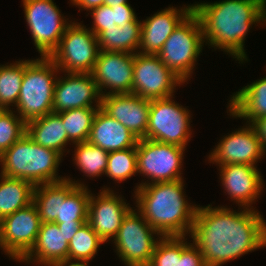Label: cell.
Returning a JSON list of instances; mask_svg holds the SVG:
<instances>
[{"instance_id": "obj_1", "label": "cell", "mask_w": 266, "mask_h": 266, "mask_svg": "<svg viewBox=\"0 0 266 266\" xmlns=\"http://www.w3.org/2000/svg\"><path fill=\"white\" fill-rule=\"evenodd\" d=\"M190 235L206 266H222L266 247V222L251 208L236 212L225 206H197Z\"/></svg>"}, {"instance_id": "obj_2", "label": "cell", "mask_w": 266, "mask_h": 266, "mask_svg": "<svg viewBox=\"0 0 266 266\" xmlns=\"http://www.w3.org/2000/svg\"><path fill=\"white\" fill-rule=\"evenodd\" d=\"M193 11L200 19L203 39L214 49H223L233 58L247 61L244 40L249 28L266 24V0H223L197 3Z\"/></svg>"}, {"instance_id": "obj_3", "label": "cell", "mask_w": 266, "mask_h": 266, "mask_svg": "<svg viewBox=\"0 0 266 266\" xmlns=\"http://www.w3.org/2000/svg\"><path fill=\"white\" fill-rule=\"evenodd\" d=\"M184 181L145 183L136 186V209L162 237L190 234L197 205L188 204Z\"/></svg>"}, {"instance_id": "obj_4", "label": "cell", "mask_w": 266, "mask_h": 266, "mask_svg": "<svg viewBox=\"0 0 266 266\" xmlns=\"http://www.w3.org/2000/svg\"><path fill=\"white\" fill-rule=\"evenodd\" d=\"M62 155L35 143L27 133L0 156L1 173L10 178L25 179L34 185L55 183Z\"/></svg>"}, {"instance_id": "obj_5", "label": "cell", "mask_w": 266, "mask_h": 266, "mask_svg": "<svg viewBox=\"0 0 266 266\" xmlns=\"http://www.w3.org/2000/svg\"><path fill=\"white\" fill-rule=\"evenodd\" d=\"M58 70L49 57L26 60L16 104V111L25 123L53 113L54 88Z\"/></svg>"}, {"instance_id": "obj_6", "label": "cell", "mask_w": 266, "mask_h": 266, "mask_svg": "<svg viewBox=\"0 0 266 266\" xmlns=\"http://www.w3.org/2000/svg\"><path fill=\"white\" fill-rule=\"evenodd\" d=\"M203 44L202 25L192 10L174 29L157 56L185 83L193 73Z\"/></svg>"}, {"instance_id": "obj_7", "label": "cell", "mask_w": 266, "mask_h": 266, "mask_svg": "<svg viewBox=\"0 0 266 266\" xmlns=\"http://www.w3.org/2000/svg\"><path fill=\"white\" fill-rule=\"evenodd\" d=\"M99 52L97 36L81 23L71 22L49 58L61 72L91 73Z\"/></svg>"}, {"instance_id": "obj_8", "label": "cell", "mask_w": 266, "mask_h": 266, "mask_svg": "<svg viewBox=\"0 0 266 266\" xmlns=\"http://www.w3.org/2000/svg\"><path fill=\"white\" fill-rule=\"evenodd\" d=\"M154 234L158 235V238L162 237L138 211L131 209L123 218L121 227L112 241L125 265L148 266L158 243Z\"/></svg>"}, {"instance_id": "obj_9", "label": "cell", "mask_w": 266, "mask_h": 266, "mask_svg": "<svg viewBox=\"0 0 266 266\" xmlns=\"http://www.w3.org/2000/svg\"><path fill=\"white\" fill-rule=\"evenodd\" d=\"M172 98L150 100L147 139L186 148L192 134L190 112Z\"/></svg>"}, {"instance_id": "obj_10", "label": "cell", "mask_w": 266, "mask_h": 266, "mask_svg": "<svg viewBox=\"0 0 266 266\" xmlns=\"http://www.w3.org/2000/svg\"><path fill=\"white\" fill-rule=\"evenodd\" d=\"M25 19L41 57H49L71 24L53 0H22Z\"/></svg>"}, {"instance_id": "obj_11", "label": "cell", "mask_w": 266, "mask_h": 266, "mask_svg": "<svg viewBox=\"0 0 266 266\" xmlns=\"http://www.w3.org/2000/svg\"><path fill=\"white\" fill-rule=\"evenodd\" d=\"M136 151L137 173L150 178L151 183L183 179L184 147L142 138L137 141Z\"/></svg>"}, {"instance_id": "obj_12", "label": "cell", "mask_w": 266, "mask_h": 266, "mask_svg": "<svg viewBox=\"0 0 266 266\" xmlns=\"http://www.w3.org/2000/svg\"><path fill=\"white\" fill-rule=\"evenodd\" d=\"M182 83L157 55L134 54L132 94L148 100L164 99L173 96Z\"/></svg>"}, {"instance_id": "obj_13", "label": "cell", "mask_w": 266, "mask_h": 266, "mask_svg": "<svg viewBox=\"0 0 266 266\" xmlns=\"http://www.w3.org/2000/svg\"><path fill=\"white\" fill-rule=\"evenodd\" d=\"M41 220L36 205L17 210L0 221V248L20 261L34 246Z\"/></svg>"}, {"instance_id": "obj_14", "label": "cell", "mask_w": 266, "mask_h": 266, "mask_svg": "<svg viewBox=\"0 0 266 266\" xmlns=\"http://www.w3.org/2000/svg\"><path fill=\"white\" fill-rule=\"evenodd\" d=\"M133 63L134 54L100 50L91 75L101 96L132 93Z\"/></svg>"}, {"instance_id": "obj_15", "label": "cell", "mask_w": 266, "mask_h": 266, "mask_svg": "<svg viewBox=\"0 0 266 266\" xmlns=\"http://www.w3.org/2000/svg\"><path fill=\"white\" fill-rule=\"evenodd\" d=\"M247 125L221 139L209 155L210 163L219 166L227 164L256 166L258 160L265 155V150L254 127L251 124Z\"/></svg>"}, {"instance_id": "obj_16", "label": "cell", "mask_w": 266, "mask_h": 266, "mask_svg": "<svg viewBox=\"0 0 266 266\" xmlns=\"http://www.w3.org/2000/svg\"><path fill=\"white\" fill-rule=\"evenodd\" d=\"M98 196L90 195L87 223L104 241L114 238L121 227L123 218L132 207L124 202L110 188H104Z\"/></svg>"}, {"instance_id": "obj_17", "label": "cell", "mask_w": 266, "mask_h": 266, "mask_svg": "<svg viewBox=\"0 0 266 266\" xmlns=\"http://www.w3.org/2000/svg\"><path fill=\"white\" fill-rule=\"evenodd\" d=\"M61 78L55 83L53 113L93 107L94 101L101 107L102 96L91 73H67Z\"/></svg>"}, {"instance_id": "obj_18", "label": "cell", "mask_w": 266, "mask_h": 266, "mask_svg": "<svg viewBox=\"0 0 266 266\" xmlns=\"http://www.w3.org/2000/svg\"><path fill=\"white\" fill-rule=\"evenodd\" d=\"M101 108L128 128L138 139H147L150 100L136 94L102 96Z\"/></svg>"}, {"instance_id": "obj_19", "label": "cell", "mask_w": 266, "mask_h": 266, "mask_svg": "<svg viewBox=\"0 0 266 266\" xmlns=\"http://www.w3.org/2000/svg\"><path fill=\"white\" fill-rule=\"evenodd\" d=\"M219 169L222 185L232 201L242 208L253 209L251 205L263 189L260 170L244 164L220 165Z\"/></svg>"}, {"instance_id": "obj_20", "label": "cell", "mask_w": 266, "mask_h": 266, "mask_svg": "<svg viewBox=\"0 0 266 266\" xmlns=\"http://www.w3.org/2000/svg\"><path fill=\"white\" fill-rule=\"evenodd\" d=\"M193 10V5L168 7L141 22L140 53L157 55L178 24Z\"/></svg>"}, {"instance_id": "obj_21", "label": "cell", "mask_w": 266, "mask_h": 266, "mask_svg": "<svg viewBox=\"0 0 266 266\" xmlns=\"http://www.w3.org/2000/svg\"><path fill=\"white\" fill-rule=\"evenodd\" d=\"M138 138L119 121L98 108L87 142L107 152L136 148Z\"/></svg>"}, {"instance_id": "obj_22", "label": "cell", "mask_w": 266, "mask_h": 266, "mask_svg": "<svg viewBox=\"0 0 266 266\" xmlns=\"http://www.w3.org/2000/svg\"><path fill=\"white\" fill-rule=\"evenodd\" d=\"M68 250L69 243L58 225L54 222H44L40 225L34 246L19 262L28 264L34 261L44 266H52L67 259Z\"/></svg>"}, {"instance_id": "obj_23", "label": "cell", "mask_w": 266, "mask_h": 266, "mask_svg": "<svg viewBox=\"0 0 266 266\" xmlns=\"http://www.w3.org/2000/svg\"><path fill=\"white\" fill-rule=\"evenodd\" d=\"M228 108L230 116L244 118L249 124L266 116V77L236 92L231 97Z\"/></svg>"}, {"instance_id": "obj_24", "label": "cell", "mask_w": 266, "mask_h": 266, "mask_svg": "<svg viewBox=\"0 0 266 266\" xmlns=\"http://www.w3.org/2000/svg\"><path fill=\"white\" fill-rule=\"evenodd\" d=\"M27 135L37 144L53 149L62 156L70 142L62 119L57 113L46 114L26 123Z\"/></svg>"}, {"instance_id": "obj_25", "label": "cell", "mask_w": 266, "mask_h": 266, "mask_svg": "<svg viewBox=\"0 0 266 266\" xmlns=\"http://www.w3.org/2000/svg\"><path fill=\"white\" fill-rule=\"evenodd\" d=\"M76 186L85 185L70 178L55 183L35 185L33 203L37 207L41 223L54 222L57 219L60 199H65Z\"/></svg>"}, {"instance_id": "obj_26", "label": "cell", "mask_w": 266, "mask_h": 266, "mask_svg": "<svg viewBox=\"0 0 266 266\" xmlns=\"http://www.w3.org/2000/svg\"><path fill=\"white\" fill-rule=\"evenodd\" d=\"M0 221L33 202L35 185L28 180L0 174Z\"/></svg>"}, {"instance_id": "obj_27", "label": "cell", "mask_w": 266, "mask_h": 266, "mask_svg": "<svg viewBox=\"0 0 266 266\" xmlns=\"http://www.w3.org/2000/svg\"><path fill=\"white\" fill-rule=\"evenodd\" d=\"M97 38L101 51L135 54L139 51L137 49L141 41V21H132L124 27L118 26L104 30Z\"/></svg>"}, {"instance_id": "obj_28", "label": "cell", "mask_w": 266, "mask_h": 266, "mask_svg": "<svg viewBox=\"0 0 266 266\" xmlns=\"http://www.w3.org/2000/svg\"><path fill=\"white\" fill-rule=\"evenodd\" d=\"M98 108L100 107L76 108L57 113L62 119L68 139L73 144L87 142Z\"/></svg>"}, {"instance_id": "obj_29", "label": "cell", "mask_w": 266, "mask_h": 266, "mask_svg": "<svg viewBox=\"0 0 266 266\" xmlns=\"http://www.w3.org/2000/svg\"><path fill=\"white\" fill-rule=\"evenodd\" d=\"M90 195L87 186H76L65 199H60L59 215L54 223H86Z\"/></svg>"}, {"instance_id": "obj_30", "label": "cell", "mask_w": 266, "mask_h": 266, "mask_svg": "<svg viewBox=\"0 0 266 266\" xmlns=\"http://www.w3.org/2000/svg\"><path fill=\"white\" fill-rule=\"evenodd\" d=\"M26 68V60L9 65H0V109L9 110L16 106Z\"/></svg>"}, {"instance_id": "obj_31", "label": "cell", "mask_w": 266, "mask_h": 266, "mask_svg": "<svg viewBox=\"0 0 266 266\" xmlns=\"http://www.w3.org/2000/svg\"><path fill=\"white\" fill-rule=\"evenodd\" d=\"M74 163L88 177H99L107 169L109 152L88 142L75 143Z\"/></svg>"}, {"instance_id": "obj_32", "label": "cell", "mask_w": 266, "mask_h": 266, "mask_svg": "<svg viewBox=\"0 0 266 266\" xmlns=\"http://www.w3.org/2000/svg\"><path fill=\"white\" fill-rule=\"evenodd\" d=\"M104 241L86 222L69 242L68 259L90 261Z\"/></svg>"}, {"instance_id": "obj_33", "label": "cell", "mask_w": 266, "mask_h": 266, "mask_svg": "<svg viewBox=\"0 0 266 266\" xmlns=\"http://www.w3.org/2000/svg\"><path fill=\"white\" fill-rule=\"evenodd\" d=\"M137 173L136 148L109 152L105 175L121 182Z\"/></svg>"}, {"instance_id": "obj_34", "label": "cell", "mask_w": 266, "mask_h": 266, "mask_svg": "<svg viewBox=\"0 0 266 266\" xmlns=\"http://www.w3.org/2000/svg\"><path fill=\"white\" fill-rule=\"evenodd\" d=\"M14 112L0 110V156L26 134V123Z\"/></svg>"}, {"instance_id": "obj_35", "label": "cell", "mask_w": 266, "mask_h": 266, "mask_svg": "<svg viewBox=\"0 0 266 266\" xmlns=\"http://www.w3.org/2000/svg\"><path fill=\"white\" fill-rule=\"evenodd\" d=\"M181 236L161 237L148 266H179Z\"/></svg>"}, {"instance_id": "obj_36", "label": "cell", "mask_w": 266, "mask_h": 266, "mask_svg": "<svg viewBox=\"0 0 266 266\" xmlns=\"http://www.w3.org/2000/svg\"><path fill=\"white\" fill-rule=\"evenodd\" d=\"M91 15L93 17V27L91 31L98 37L104 30H109L110 28L118 27L115 24L114 11L111 6L101 5L97 8L91 10Z\"/></svg>"}, {"instance_id": "obj_37", "label": "cell", "mask_w": 266, "mask_h": 266, "mask_svg": "<svg viewBox=\"0 0 266 266\" xmlns=\"http://www.w3.org/2000/svg\"><path fill=\"white\" fill-rule=\"evenodd\" d=\"M179 266H206L199 248L194 243H187L185 236H181Z\"/></svg>"}, {"instance_id": "obj_38", "label": "cell", "mask_w": 266, "mask_h": 266, "mask_svg": "<svg viewBox=\"0 0 266 266\" xmlns=\"http://www.w3.org/2000/svg\"><path fill=\"white\" fill-rule=\"evenodd\" d=\"M114 11L115 24L124 27L128 22L137 21L133 8L128 4H121L111 7Z\"/></svg>"}, {"instance_id": "obj_39", "label": "cell", "mask_w": 266, "mask_h": 266, "mask_svg": "<svg viewBox=\"0 0 266 266\" xmlns=\"http://www.w3.org/2000/svg\"><path fill=\"white\" fill-rule=\"evenodd\" d=\"M251 125L254 127L258 139L266 152V116L254 120Z\"/></svg>"}, {"instance_id": "obj_40", "label": "cell", "mask_w": 266, "mask_h": 266, "mask_svg": "<svg viewBox=\"0 0 266 266\" xmlns=\"http://www.w3.org/2000/svg\"><path fill=\"white\" fill-rule=\"evenodd\" d=\"M65 235V240L69 243L72 237L76 234V232L84 225L85 223H56Z\"/></svg>"}, {"instance_id": "obj_41", "label": "cell", "mask_w": 266, "mask_h": 266, "mask_svg": "<svg viewBox=\"0 0 266 266\" xmlns=\"http://www.w3.org/2000/svg\"><path fill=\"white\" fill-rule=\"evenodd\" d=\"M73 5H77L82 10L91 11L101 5H104L105 0H70Z\"/></svg>"}, {"instance_id": "obj_42", "label": "cell", "mask_w": 266, "mask_h": 266, "mask_svg": "<svg viewBox=\"0 0 266 266\" xmlns=\"http://www.w3.org/2000/svg\"><path fill=\"white\" fill-rule=\"evenodd\" d=\"M87 264H88V261L75 260L74 262V260L72 261V259L67 258L63 261L53 264L52 266H88Z\"/></svg>"}, {"instance_id": "obj_43", "label": "cell", "mask_w": 266, "mask_h": 266, "mask_svg": "<svg viewBox=\"0 0 266 266\" xmlns=\"http://www.w3.org/2000/svg\"><path fill=\"white\" fill-rule=\"evenodd\" d=\"M126 3H127V0H105L104 5L113 7V6L126 4Z\"/></svg>"}]
</instances>
